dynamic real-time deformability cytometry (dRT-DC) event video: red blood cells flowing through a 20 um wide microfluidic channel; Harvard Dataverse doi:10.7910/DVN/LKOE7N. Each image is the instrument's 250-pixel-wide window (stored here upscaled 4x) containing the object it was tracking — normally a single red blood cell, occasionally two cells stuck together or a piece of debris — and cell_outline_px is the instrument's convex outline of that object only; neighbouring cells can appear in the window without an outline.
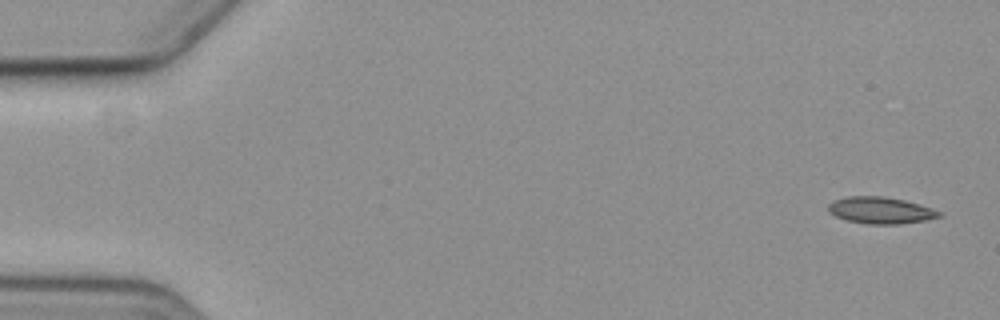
{"species": "common noctule bat (a hibernating species)", "species_latin": "Nyctalus noctula", "temperature_condition": "cold", "stored_images_in_passage": 6, "camera_frame_rate_fps": 3000, "um_per_image_px": 0.085, "animal": {"sex": "female", "body_mass_g": 19.3, "forearm_length_mm": 54.1}, "frame": {"image": 1, "passage_image": 1, "time_ms": 0.0, "image_size_px": [1000, 320], "cell_outline_px": [[944, 216], [924, 220], [900, 224], [868, 224], [848, 220], [836, 216], [828, 212], [828, 204], [836, 200], [848, 196], [880, 196], [904, 200], [940, 212]], "centroid_in_image_um": [74.82, 17.88], "position_along_channel_um": 10.2, "area_um2": 16.88}}
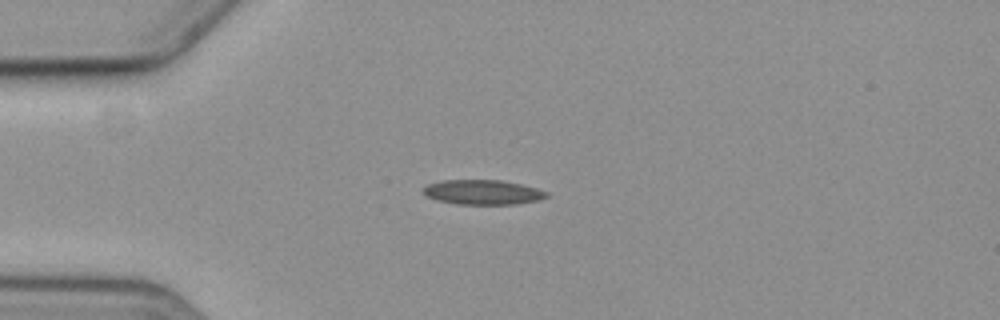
{"frame": {"image": 2, "passage_image": 4, "time_ms": 4.333, "image_size_px": [1000, 320], "cell_outline_px": [[548, 196], [536, 200], [516, 204], [456, 204], [436, 200], [428, 196], [424, 192], [424, 188], [428, 184], [440, 180], [500, 180], [520, 184], [536, 188], [548, 192]], "centroid_in_image_um": [41.02, 16.33], "position_along_channel_um": 44.0, "area_um2": 17.57}}